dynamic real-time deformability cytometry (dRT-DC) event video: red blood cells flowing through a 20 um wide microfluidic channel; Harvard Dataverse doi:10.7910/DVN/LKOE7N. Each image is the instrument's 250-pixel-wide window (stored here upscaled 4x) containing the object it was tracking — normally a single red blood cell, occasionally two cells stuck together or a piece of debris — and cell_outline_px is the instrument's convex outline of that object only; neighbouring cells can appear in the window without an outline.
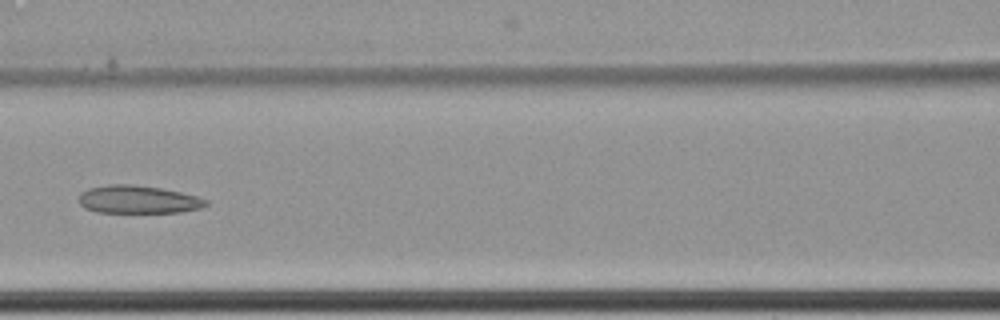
{"species": "common noctule bat (a hibernating species)", "species_latin": "Nyctalus noctula", "temperature_condition": "cold", "stored_images_in_passage": 10, "camera_frame_rate_fps": 3000, "um_per_image_px": 0.085, "animal": {"sex": "female", "body_mass_g": 22.7, "forearm_length_mm": 54.2}, "frame": {"image": 1, "passage_image": 9, "time_ms": 2.667, "image_size_px": [1000, 320], "cell_outline_px": [[208, 204], [200, 208], [180, 212], [96, 212], [84, 208], [80, 204], [80, 192], [88, 188], [108, 184], [132, 184], [160, 188], [180, 192], [196, 196], [208, 200]], "centroid_in_image_um": [11.71, 16.95], "position_along_channel_um": 154.9, "area_um2": 20.63}}
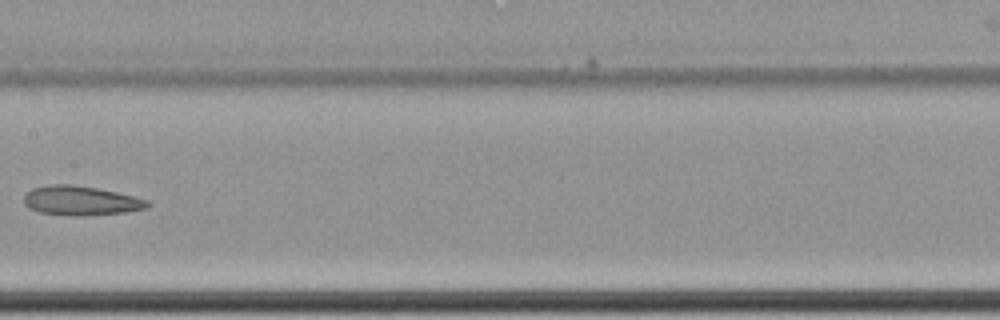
{"frame": {"image": 2, "passage_image": 10, "time_ms": 3.0, "image_size_px": [1000, 320], "cell_outline_px": [[152, 204], [148, 208], [124, 212], [88, 216], [72, 216], [40, 212], [28, 208], [24, 204], [24, 196], [32, 188], [52, 184], [72, 184], [96, 188], [116, 192], [148, 200]], "centroid_in_image_um": [6.87, 17.06], "position_along_channel_um": 200.5, "area_um2": 21.21}}